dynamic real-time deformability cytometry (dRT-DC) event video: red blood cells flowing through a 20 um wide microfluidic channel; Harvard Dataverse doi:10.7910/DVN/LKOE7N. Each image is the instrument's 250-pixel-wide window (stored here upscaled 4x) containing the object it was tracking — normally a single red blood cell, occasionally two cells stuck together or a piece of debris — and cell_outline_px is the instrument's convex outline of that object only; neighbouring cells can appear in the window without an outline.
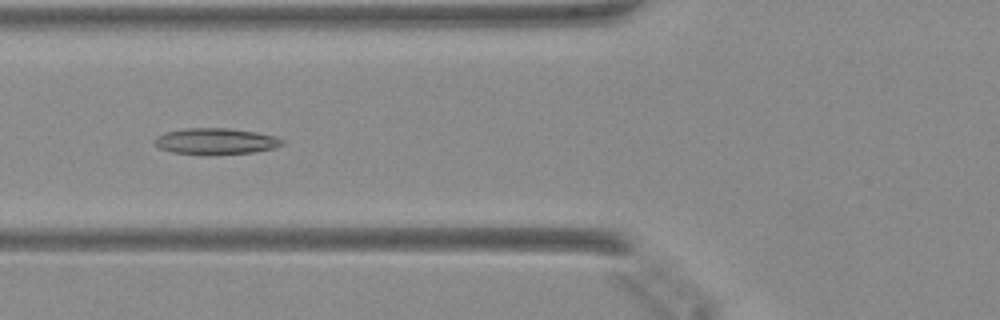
{"species": "Egyptian fruit bat (a non-hibernating species)", "species_latin": "Rousettus aegyptiacus", "temperature_condition": "warm", "stored_images_in_passage": 48, "camera_frame_rate_fps": 3000, "um_per_image_px": 0.085, "animal": {"sex": "female"}, "frame": {"image": 1, "passage_image": 19, "time_ms": 6.0, "image_size_px": [1000, 320], "cell_outline_px": [[284, 144], [272, 148], [252, 152], [172, 152], [160, 148], [152, 140], [156, 136], [164, 132], [184, 128], [228, 128], [256, 132], [272, 136], [284, 140]], "centroid_in_image_um": [18.3, 11.95], "position_along_channel_um": 107.5, "area_um2": 18.55}}
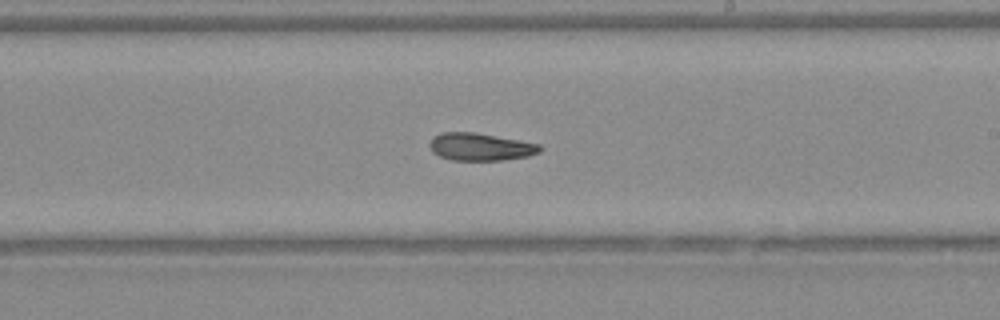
{"frame": {"image": 2, "passage_image": 29, "time_ms": 9.333, "image_size_px": [1000, 320], "cell_outline_px": [[540, 152], [528, 156], [504, 160], [452, 160], [440, 156], [432, 152], [428, 144], [432, 136], [440, 132], [476, 132], [540, 144]], "centroid_in_image_um": [40.79, 12.47], "position_along_channel_um": 248.2, "area_um2": 17.8}}
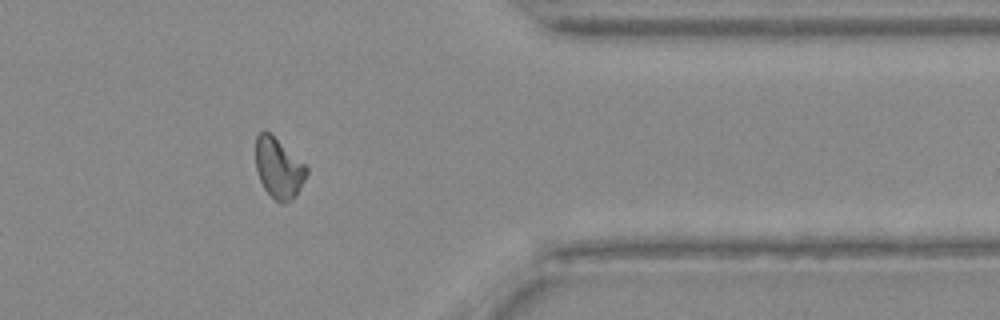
{"frame": {"image": 3, "passage_image": 40, "time_ms": 13.0, "image_size_px": [1000, 320], "cell_outline_px": [[308, 172], [296, 196], [292, 200], [284, 204], [276, 200], [264, 188], [260, 180], [256, 168], [256, 136], [264, 128], [304, 164], [308, 168]], "centroid_in_image_um": [23.67, 14.3], "position_along_channel_um": 387.7, "area_um2": 17.57}}